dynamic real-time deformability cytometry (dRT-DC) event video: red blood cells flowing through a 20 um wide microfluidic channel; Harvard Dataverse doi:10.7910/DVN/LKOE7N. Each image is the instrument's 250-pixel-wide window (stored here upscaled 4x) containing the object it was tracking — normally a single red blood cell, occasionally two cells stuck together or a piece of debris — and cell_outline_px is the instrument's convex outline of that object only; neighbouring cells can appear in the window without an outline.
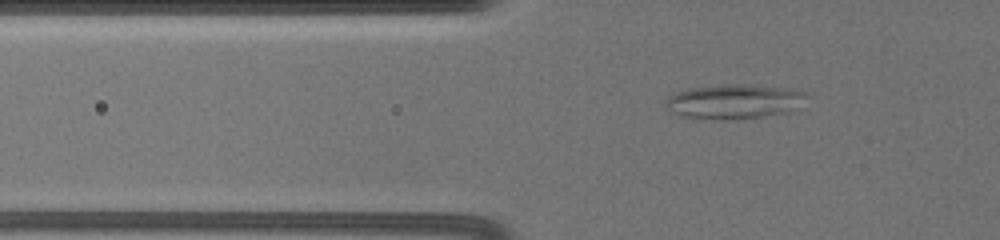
{"species": "common noctule bat (a hibernating species)", "species_latin": "Nyctalus noctula", "temperature_condition": "warm", "stored_images_in_passage": 50, "camera_frame_rate_fps": 3000, "um_per_image_px": 0.085, "animal": {"sex": "female", "body_mass_g": 19.5, "forearm_length_mm": 54.1}, "frame": {"image": 1, "passage_image": 19, "time_ms": 8.0, "image_size_px": [1000, 240], "cell_outline_px": [[808, 96], [796, 112], [760, 116], [684, 116], [672, 112], [664, 104], [668, 96], [676, 92], [688, 88], [732, 84], [744, 84], [788, 88], [804, 92]], "centroid_in_image_um": [62.5, 8.57], "position_along_channel_um": 63.3, "area_um2": 27.28}}
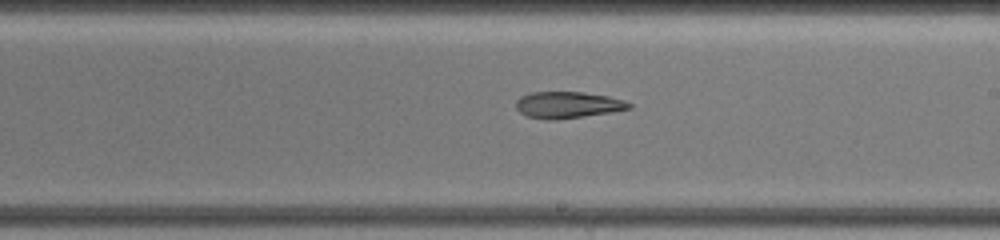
{"frame": {"image": 2, "passage_image": 32, "time_ms": 13.333, "image_size_px": [1000, 240], "cell_outline_px": [[632, 108], [612, 112], [556, 120], [548, 120], [528, 116], [520, 112], [516, 108], [516, 100], [520, 96], [532, 92], [584, 92], [608, 96], [624, 100], [632, 104]], "centroid_in_image_um": [48.26, 8.91], "position_along_channel_um": 240.7, "area_um2": 17.51}}
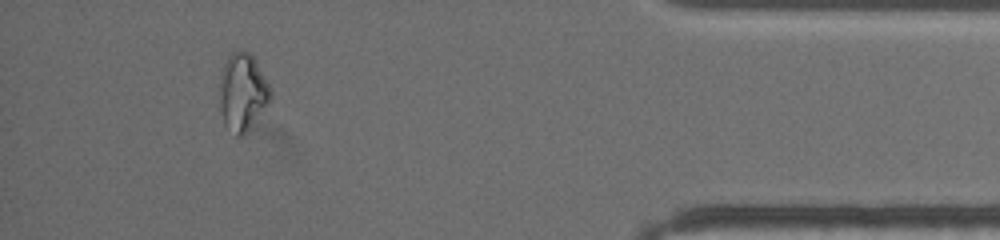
{"frame": {"image": 3, "passage_image": 47, "time_ms": 19.333, "image_size_px": [1000, 240], "cell_outline_px": [[272, 96], [244, 136], [236, 136], [224, 124], [220, 112], [220, 76], [224, 64], [228, 56], [232, 52], [248, 52], [252, 56], [272, 88]], "centroid_in_image_um": [20.61, 7.86], "position_along_channel_um": 414.6, "area_um2": 22.72}}